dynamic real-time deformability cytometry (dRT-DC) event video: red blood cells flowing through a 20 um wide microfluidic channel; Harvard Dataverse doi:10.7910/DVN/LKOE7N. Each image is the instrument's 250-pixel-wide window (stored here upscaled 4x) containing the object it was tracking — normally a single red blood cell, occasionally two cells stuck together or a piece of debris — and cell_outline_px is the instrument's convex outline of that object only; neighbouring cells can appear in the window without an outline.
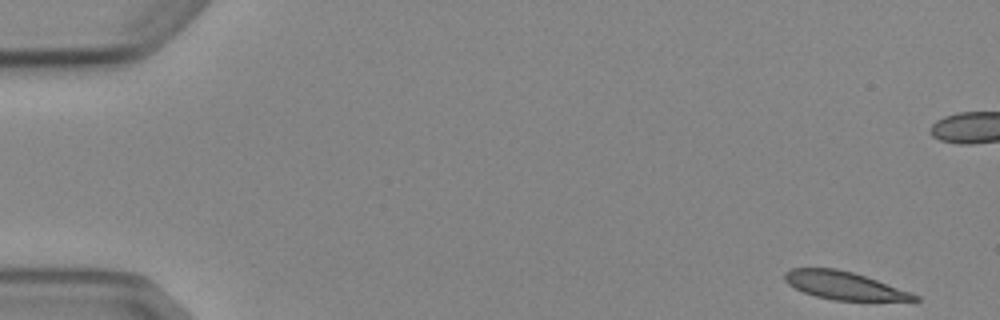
{"species": "Egyptian fruit bat (a non-hibernating species)", "species_latin": "Rousettus aegyptiacus", "temperature_condition": "cold", "stored_images_in_passage": 5, "camera_frame_rate_fps": 3000, "um_per_image_px": 0.085, "animal": {"sex": "female"}, "frame": {"image": 1, "passage_image": 1, "time_ms": 0.0, "image_size_px": [1000, 320], "cell_outline_px": [[920, 300], [832, 300], [816, 296], [804, 292], [788, 284], [784, 280], [784, 272], [792, 268], [836, 268], [852, 272], [912, 292], [920, 296]], "centroid_in_image_um": [71.73, 24.26], "position_along_channel_um": 13.3, "area_um2": 20.87}}